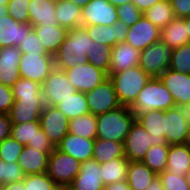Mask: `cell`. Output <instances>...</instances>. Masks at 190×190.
I'll return each mask as SVG.
<instances>
[{
	"mask_svg": "<svg viewBox=\"0 0 190 190\" xmlns=\"http://www.w3.org/2000/svg\"><path fill=\"white\" fill-rule=\"evenodd\" d=\"M21 52L17 46L0 48V83L12 87L21 77L19 62Z\"/></svg>",
	"mask_w": 190,
	"mask_h": 190,
	"instance_id": "ffe728a7",
	"label": "cell"
},
{
	"mask_svg": "<svg viewBox=\"0 0 190 190\" xmlns=\"http://www.w3.org/2000/svg\"><path fill=\"white\" fill-rule=\"evenodd\" d=\"M190 166V147L185 144L169 145L166 171L178 176H186Z\"/></svg>",
	"mask_w": 190,
	"mask_h": 190,
	"instance_id": "83f0119b",
	"label": "cell"
},
{
	"mask_svg": "<svg viewBox=\"0 0 190 190\" xmlns=\"http://www.w3.org/2000/svg\"><path fill=\"white\" fill-rule=\"evenodd\" d=\"M26 190H54L57 184L46 174L25 175Z\"/></svg>",
	"mask_w": 190,
	"mask_h": 190,
	"instance_id": "ee69618b",
	"label": "cell"
},
{
	"mask_svg": "<svg viewBox=\"0 0 190 190\" xmlns=\"http://www.w3.org/2000/svg\"><path fill=\"white\" fill-rule=\"evenodd\" d=\"M21 53L26 54H39L40 56H52L50 55L43 44L40 43V40L37 38L36 33L32 29L24 41L18 46Z\"/></svg>",
	"mask_w": 190,
	"mask_h": 190,
	"instance_id": "7dc6e473",
	"label": "cell"
},
{
	"mask_svg": "<svg viewBox=\"0 0 190 190\" xmlns=\"http://www.w3.org/2000/svg\"><path fill=\"white\" fill-rule=\"evenodd\" d=\"M152 142L153 136L135 120L124 141L125 157L129 161H142L146 152L152 146Z\"/></svg>",
	"mask_w": 190,
	"mask_h": 190,
	"instance_id": "5bb4252c",
	"label": "cell"
},
{
	"mask_svg": "<svg viewBox=\"0 0 190 190\" xmlns=\"http://www.w3.org/2000/svg\"><path fill=\"white\" fill-rule=\"evenodd\" d=\"M129 160L126 157H118L106 163L100 164L101 178L104 186L117 182H125Z\"/></svg>",
	"mask_w": 190,
	"mask_h": 190,
	"instance_id": "4dcf8cb0",
	"label": "cell"
},
{
	"mask_svg": "<svg viewBox=\"0 0 190 190\" xmlns=\"http://www.w3.org/2000/svg\"><path fill=\"white\" fill-rule=\"evenodd\" d=\"M53 2L57 3V2H61V1H64V0H52Z\"/></svg>",
	"mask_w": 190,
	"mask_h": 190,
	"instance_id": "a7ac6f4b",
	"label": "cell"
},
{
	"mask_svg": "<svg viewBox=\"0 0 190 190\" xmlns=\"http://www.w3.org/2000/svg\"><path fill=\"white\" fill-rule=\"evenodd\" d=\"M64 72L76 90L82 93L91 91L109 77L105 71L90 62L75 65Z\"/></svg>",
	"mask_w": 190,
	"mask_h": 190,
	"instance_id": "9c48e42d",
	"label": "cell"
},
{
	"mask_svg": "<svg viewBox=\"0 0 190 190\" xmlns=\"http://www.w3.org/2000/svg\"><path fill=\"white\" fill-rule=\"evenodd\" d=\"M23 148L24 145L20 144L11 136L5 138L0 143V159L3 160L4 162H11V163L17 162Z\"/></svg>",
	"mask_w": 190,
	"mask_h": 190,
	"instance_id": "7bdbcfd3",
	"label": "cell"
},
{
	"mask_svg": "<svg viewBox=\"0 0 190 190\" xmlns=\"http://www.w3.org/2000/svg\"><path fill=\"white\" fill-rule=\"evenodd\" d=\"M136 116L128 106L97 115L96 138L124 143Z\"/></svg>",
	"mask_w": 190,
	"mask_h": 190,
	"instance_id": "7a4b0ae2",
	"label": "cell"
},
{
	"mask_svg": "<svg viewBox=\"0 0 190 190\" xmlns=\"http://www.w3.org/2000/svg\"><path fill=\"white\" fill-rule=\"evenodd\" d=\"M176 18H186L190 15V0H169Z\"/></svg>",
	"mask_w": 190,
	"mask_h": 190,
	"instance_id": "816d5d0a",
	"label": "cell"
},
{
	"mask_svg": "<svg viewBox=\"0 0 190 190\" xmlns=\"http://www.w3.org/2000/svg\"><path fill=\"white\" fill-rule=\"evenodd\" d=\"M140 53V50L132 47L127 42L117 43L112 47L109 73H117L139 66Z\"/></svg>",
	"mask_w": 190,
	"mask_h": 190,
	"instance_id": "603a6c76",
	"label": "cell"
},
{
	"mask_svg": "<svg viewBox=\"0 0 190 190\" xmlns=\"http://www.w3.org/2000/svg\"><path fill=\"white\" fill-rule=\"evenodd\" d=\"M33 29L30 23H19L10 15L0 17V48L19 46Z\"/></svg>",
	"mask_w": 190,
	"mask_h": 190,
	"instance_id": "e0dca14e",
	"label": "cell"
},
{
	"mask_svg": "<svg viewBox=\"0 0 190 190\" xmlns=\"http://www.w3.org/2000/svg\"><path fill=\"white\" fill-rule=\"evenodd\" d=\"M44 107V99H14L10 120L12 124L38 121Z\"/></svg>",
	"mask_w": 190,
	"mask_h": 190,
	"instance_id": "7402d4cb",
	"label": "cell"
},
{
	"mask_svg": "<svg viewBox=\"0 0 190 190\" xmlns=\"http://www.w3.org/2000/svg\"><path fill=\"white\" fill-rule=\"evenodd\" d=\"M54 190H72L70 185H57Z\"/></svg>",
	"mask_w": 190,
	"mask_h": 190,
	"instance_id": "be15d7a7",
	"label": "cell"
},
{
	"mask_svg": "<svg viewBox=\"0 0 190 190\" xmlns=\"http://www.w3.org/2000/svg\"><path fill=\"white\" fill-rule=\"evenodd\" d=\"M117 13L118 20L127 26L134 25L143 16V13L132 2L118 6Z\"/></svg>",
	"mask_w": 190,
	"mask_h": 190,
	"instance_id": "c3c4849f",
	"label": "cell"
},
{
	"mask_svg": "<svg viewBox=\"0 0 190 190\" xmlns=\"http://www.w3.org/2000/svg\"><path fill=\"white\" fill-rule=\"evenodd\" d=\"M169 69L178 73H190V42L172 50Z\"/></svg>",
	"mask_w": 190,
	"mask_h": 190,
	"instance_id": "60d3db41",
	"label": "cell"
},
{
	"mask_svg": "<svg viewBox=\"0 0 190 190\" xmlns=\"http://www.w3.org/2000/svg\"><path fill=\"white\" fill-rule=\"evenodd\" d=\"M14 103L12 89L0 83V114H9Z\"/></svg>",
	"mask_w": 190,
	"mask_h": 190,
	"instance_id": "f907efd6",
	"label": "cell"
},
{
	"mask_svg": "<svg viewBox=\"0 0 190 190\" xmlns=\"http://www.w3.org/2000/svg\"><path fill=\"white\" fill-rule=\"evenodd\" d=\"M56 107L62 111L69 120L90 113L86 94L79 91L59 102Z\"/></svg>",
	"mask_w": 190,
	"mask_h": 190,
	"instance_id": "e575fe53",
	"label": "cell"
},
{
	"mask_svg": "<svg viewBox=\"0 0 190 190\" xmlns=\"http://www.w3.org/2000/svg\"><path fill=\"white\" fill-rule=\"evenodd\" d=\"M185 21V25H186V30H187V34L189 37V41H190V15L186 18H183Z\"/></svg>",
	"mask_w": 190,
	"mask_h": 190,
	"instance_id": "6125c7cd",
	"label": "cell"
},
{
	"mask_svg": "<svg viewBox=\"0 0 190 190\" xmlns=\"http://www.w3.org/2000/svg\"><path fill=\"white\" fill-rule=\"evenodd\" d=\"M186 178H187L188 183H189V185H190V166H189L188 171H187V173H186Z\"/></svg>",
	"mask_w": 190,
	"mask_h": 190,
	"instance_id": "03108f58",
	"label": "cell"
},
{
	"mask_svg": "<svg viewBox=\"0 0 190 190\" xmlns=\"http://www.w3.org/2000/svg\"><path fill=\"white\" fill-rule=\"evenodd\" d=\"M172 50L161 40L142 50L139 66L152 78H159L169 69Z\"/></svg>",
	"mask_w": 190,
	"mask_h": 190,
	"instance_id": "8992f818",
	"label": "cell"
},
{
	"mask_svg": "<svg viewBox=\"0 0 190 190\" xmlns=\"http://www.w3.org/2000/svg\"><path fill=\"white\" fill-rule=\"evenodd\" d=\"M161 30L142 16L134 25L129 26L125 42L142 51L160 41Z\"/></svg>",
	"mask_w": 190,
	"mask_h": 190,
	"instance_id": "9a60e30c",
	"label": "cell"
},
{
	"mask_svg": "<svg viewBox=\"0 0 190 190\" xmlns=\"http://www.w3.org/2000/svg\"><path fill=\"white\" fill-rule=\"evenodd\" d=\"M80 167V161L55 148L49 156L46 174L57 185H70L79 173Z\"/></svg>",
	"mask_w": 190,
	"mask_h": 190,
	"instance_id": "5b68a950",
	"label": "cell"
},
{
	"mask_svg": "<svg viewBox=\"0 0 190 190\" xmlns=\"http://www.w3.org/2000/svg\"><path fill=\"white\" fill-rule=\"evenodd\" d=\"M104 190H131L127 181L125 182H117L114 184H110L104 187Z\"/></svg>",
	"mask_w": 190,
	"mask_h": 190,
	"instance_id": "9f6ffc18",
	"label": "cell"
},
{
	"mask_svg": "<svg viewBox=\"0 0 190 190\" xmlns=\"http://www.w3.org/2000/svg\"><path fill=\"white\" fill-rule=\"evenodd\" d=\"M136 120L142 127L153 136L152 146L154 145H169L167 144L165 135V111L150 110L141 114H134Z\"/></svg>",
	"mask_w": 190,
	"mask_h": 190,
	"instance_id": "cb8c5ba5",
	"label": "cell"
},
{
	"mask_svg": "<svg viewBox=\"0 0 190 190\" xmlns=\"http://www.w3.org/2000/svg\"><path fill=\"white\" fill-rule=\"evenodd\" d=\"M169 145H154L149 148L142 162L157 175L167 168Z\"/></svg>",
	"mask_w": 190,
	"mask_h": 190,
	"instance_id": "8d00e7d4",
	"label": "cell"
},
{
	"mask_svg": "<svg viewBox=\"0 0 190 190\" xmlns=\"http://www.w3.org/2000/svg\"><path fill=\"white\" fill-rule=\"evenodd\" d=\"M117 21V7L108 0H91L82 8V26H111Z\"/></svg>",
	"mask_w": 190,
	"mask_h": 190,
	"instance_id": "4fadbf2b",
	"label": "cell"
},
{
	"mask_svg": "<svg viewBox=\"0 0 190 190\" xmlns=\"http://www.w3.org/2000/svg\"><path fill=\"white\" fill-rule=\"evenodd\" d=\"M186 144L190 147V127H189L188 140H187Z\"/></svg>",
	"mask_w": 190,
	"mask_h": 190,
	"instance_id": "003e7915",
	"label": "cell"
},
{
	"mask_svg": "<svg viewBox=\"0 0 190 190\" xmlns=\"http://www.w3.org/2000/svg\"><path fill=\"white\" fill-rule=\"evenodd\" d=\"M50 154L24 145L17 164L21 167L25 175L46 173Z\"/></svg>",
	"mask_w": 190,
	"mask_h": 190,
	"instance_id": "d4e9b609",
	"label": "cell"
},
{
	"mask_svg": "<svg viewBox=\"0 0 190 190\" xmlns=\"http://www.w3.org/2000/svg\"><path fill=\"white\" fill-rule=\"evenodd\" d=\"M94 142L95 139H87L67 133L57 145L56 149L62 153L71 155L80 162H84L93 158Z\"/></svg>",
	"mask_w": 190,
	"mask_h": 190,
	"instance_id": "44dd1931",
	"label": "cell"
},
{
	"mask_svg": "<svg viewBox=\"0 0 190 190\" xmlns=\"http://www.w3.org/2000/svg\"><path fill=\"white\" fill-rule=\"evenodd\" d=\"M158 175L142 161H129L127 183L131 190H146Z\"/></svg>",
	"mask_w": 190,
	"mask_h": 190,
	"instance_id": "f1b7e54d",
	"label": "cell"
},
{
	"mask_svg": "<svg viewBox=\"0 0 190 190\" xmlns=\"http://www.w3.org/2000/svg\"><path fill=\"white\" fill-rule=\"evenodd\" d=\"M113 6L118 7L125 3H130L132 0H108Z\"/></svg>",
	"mask_w": 190,
	"mask_h": 190,
	"instance_id": "91938a15",
	"label": "cell"
},
{
	"mask_svg": "<svg viewBox=\"0 0 190 190\" xmlns=\"http://www.w3.org/2000/svg\"><path fill=\"white\" fill-rule=\"evenodd\" d=\"M161 0H132V3L144 13L147 9L154 6L157 2Z\"/></svg>",
	"mask_w": 190,
	"mask_h": 190,
	"instance_id": "db71d44e",
	"label": "cell"
},
{
	"mask_svg": "<svg viewBox=\"0 0 190 190\" xmlns=\"http://www.w3.org/2000/svg\"><path fill=\"white\" fill-rule=\"evenodd\" d=\"M11 89L14 99H44L42 85L36 81L20 78Z\"/></svg>",
	"mask_w": 190,
	"mask_h": 190,
	"instance_id": "74e56055",
	"label": "cell"
},
{
	"mask_svg": "<svg viewBox=\"0 0 190 190\" xmlns=\"http://www.w3.org/2000/svg\"><path fill=\"white\" fill-rule=\"evenodd\" d=\"M40 121L24 122L11 125V137L20 144L27 145L35 138L40 129Z\"/></svg>",
	"mask_w": 190,
	"mask_h": 190,
	"instance_id": "ab89813d",
	"label": "cell"
},
{
	"mask_svg": "<svg viewBox=\"0 0 190 190\" xmlns=\"http://www.w3.org/2000/svg\"><path fill=\"white\" fill-rule=\"evenodd\" d=\"M175 107V101L161 79L152 77L129 108L134 114H141L150 110L166 111Z\"/></svg>",
	"mask_w": 190,
	"mask_h": 190,
	"instance_id": "3957f363",
	"label": "cell"
},
{
	"mask_svg": "<svg viewBox=\"0 0 190 190\" xmlns=\"http://www.w3.org/2000/svg\"><path fill=\"white\" fill-rule=\"evenodd\" d=\"M100 163L95 159L81 162L80 171L70 184L72 190H104Z\"/></svg>",
	"mask_w": 190,
	"mask_h": 190,
	"instance_id": "ac0fdd59",
	"label": "cell"
},
{
	"mask_svg": "<svg viewBox=\"0 0 190 190\" xmlns=\"http://www.w3.org/2000/svg\"><path fill=\"white\" fill-rule=\"evenodd\" d=\"M0 190H26L23 180L4 184Z\"/></svg>",
	"mask_w": 190,
	"mask_h": 190,
	"instance_id": "11a10c76",
	"label": "cell"
},
{
	"mask_svg": "<svg viewBox=\"0 0 190 190\" xmlns=\"http://www.w3.org/2000/svg\"><path fill=\"white\" fill-rule=\"evenodd\" d=\"M29 6L30 0H10L8 13L19 23H29Z\"/></svg>",
	"mask_w": 190,
	"mask_h": 190,
	"instance_id": "bcb514c9",
	"label": "cell"
},
{
	"mask_svg": "<svg viewBox=\"0 0 190 190\" xmlns=\"http://www.w3.org/2000/svg\"><path fill=\"white\" fill-rule=\"evenodd\" d=\"M32 27L40 43L43 44L45 50L52 56L56 54L68 33V29L59 25Z\"/></svg>",
	"mask_w": 190,
	"mask_h": 190,
	"instance_id": "4316f807",
	"label": "cell"
},
{
	"mask_svg": "<svg viewBox=\"0 0 190 190\" xmlns=\"http://www.w3.org/2000/svg\"><path fill=\"white\" fill-rule=\"evenodd\" d=\"M27 145L44 153H51L55 149L41 128L37 131V134L33 141L29 142Z\"/></svg>",
	"mask_w": 190,
	"mask_h": 190,
	"instance_id": "681fc988",
	"label": "cell"
},
{
	"mask_svg": "<svg viewBox=\"0 0 190 190\" xmlns=\"http://www.w3.org/2000/svg\"><path fill=\"white\" fill-rule=\"evenodd\" d=\"M77 92L63 70L54 69L42 84L45 105L56 106L59 102Z\"/></svg>",
	"mask_w": 190,
	"mask_h": 190,
	"instance_id": "52a82bcc",
	"label": "cell"
},
{
	"mask_svg": "<svg viewBox=\"0 0 190 190\" xmlns=\"http://www.w3.org/2000/svg\"><path fill=\"white\" fill-rule=\"evenodd\" d=\"M10 2V0H0V17L9 15L8 13V7L7 4Z\"/></svg>",
	"mask_w": 190,
	"mask_h": 190,
	"instance_id": "680465c9",
	"label": "cell"
},
{
	"mask_svg": "<svg viewBox=\"0 0 190 190\" xmlns=\"http://www.w3.org/2000/svg\"><path fill=\"white\" fill-rule=\"evenodd\" d=\"M118 157H125L124 143L95 139L93 159L103 164Z\"/></svg>",
	"mask_w": 190,
	"mask_h": 190,
	"instance_id": "d6a6232c",
	"label": "cell"
},
{
	"mask_svg": "<svg viewBox=\"0 0 190 190\" xmlns=\"http://www.w3.org/2000/svg\"><path fill=\"white\" fill-rule=\"evenodd\" d=\"M159 78L171 93L176 107H185L190 104V76L188 73H178L168 69Z\"/></svg>",
	"mask_w": 190,
	"mask_h": 190,
	"instance_id": "2e32d148",
	"label": "cell"
},
{
	"mask_svg": "<svg viewBox=\"0 0 190 190\" xmlns=\"http://www.w3.org/2000/svg\"><path fill=\"white\" fill-rule=\"evenodd\" d=\"M56 3L52 0H30L29 23L32 26H56Z\"/></svg>",
	"mask_w": 190,
	"mask_h": 190,
	"instance_id": "484cf974",
	"label": "cell"
},
{
	"mask_svg": "<svg viewBox=\"0 0 190 190\" xmlns=\"http://www.w3.org/2000/svg\"><path fill=\"white\" fill-rule=\"evenodd\" d=\"M70 1H72L74 4H76L82 9L91 0H70Z\"/></svg>",
	"mask_w": 190,
	"mask_h": 190,
	"instance_id": "94428289",
	"label": "cell"
},
{
	"mask_svg": "<svg viewBox=\"0 0 190 190\" xmlns=\"http://www.w3.org/2000/svg\"><path fill=\"white\" fill-rule=\"evenodd\" d=\"M96 132L97 116L92 113L71 118L69 121L68 133L87 139H96Z\"/></svg>",
	"mask_w": 190,
	"mask_h": 190,
	"instance_id": "836d02e7",
	"label": "cell"
},
{
	"mask_svg": "<svg viewBox=\"0 0 190 190\" xmlns=\"http://www.w3.org/2000/svg\"><path fill=\"white\" fill-rule=\"evenodd\" d=\"M111 53L112 47L92 41L90 53L87 55V59L88 62L93 64L96 68H99L109 74Z\"/></svg>",
	"mask_w": 190,
	"mask_h": 190,
	"instance_id": "f35d334b",
	"label": "cell"
},
{
	"mask_svg": "<svg viewBox=\"0 0 190 190\" xmlns=\"http://www.w3.org/2000/svg\"><path fill=\"white\" fill-rule=\"evenodd\" d=\"M164 190H190L186 176H178L170 171H163L158 174Z\"/></svg>",
	"mask_w": 190,
	"mask_h": 190,
	"instance_id": "f6af8a7d",
	"label": "cell"
},
{
	"mask_svg": "<svg viewBox=\"0 0 190 190\" xmlns=\"http://www.w3.org/2000/svg\"><path fill=\"white\" fill-rule=\"evenodd\" d=\"M85 94L89 111L96 116L122 106L118 101L114 85L109 77Z\"/></svg>",
	"mask_w": 190,
	"mask_h": 190,
	"instance_id": "ba28073f",
	"label": "cell"
},
{
	"mask_svg": "<svg viewBox=\"0 0 190 190\" xmlns=\"http://www.w3.org/2000/svg\"><path fill=\"white\" fill-rule=\"evenodd\" d=\"M92 39L84 26L68 29L67 36L54 55V66L67 70L88 62Z\"/></svg>",
	"mask_w": 190,
	"mask_h": 190,
	"instance_id": "6da1fadb",
	"label": "cell"
},
{
	"mask_svg": "<svg viewBox=\"0 0 190 190\" xmlns=\"http://www.w3.org/2000/svg\"><path fill=\"white\" fill-rule=\"evenodd\" d=\"M39 121L41 129L56 148L68 133L70 120L56 106L45 105Z\"/></svg>",
	"mask_w": 190,
	"mask_h": 190,
	"instance_id": "8fae6325",
	"label": "cell"
},
{
	"mask_svg": "<svg viewBox=\"0 0 190 190\" xmlns=\"http://www.w3.org/2000/svg\"><path fill=\"white\" fill-rule=\"evenodd\" d=\"M20 77L36 81L41 85L54 69V56L22 53L19 62Z\"/></svg>",
	"mask_w": 190,
	"mask_h": 190,
	"instance_id": "30bf717a",
	"label": "cell"
},
{
	"mask_svg": "<svg viewBox=\"0 0 190 190\" xmlns=\"http://www.w3.org/2000/svg\"><path fill=\"white\" fill-rule=\"evenodd\" d=\"M24 172L17 162H4L0 159V187L4 184L23 180Z\"/></svg>",
	"mask_w": 190,
	"mask_h": 190,
	"instance_id": "b9f144b4",
	"label": "cell"
},
{
	"mask_svg": "<svg viewBox=\"0 0 190 190\" xmlns=\"http://www.w3.org/2000/svg\"><path fill=\"white\" fill-rule=\"evenodd\" d=\"M89 37L98 44L114 47L117 43L125 42L129 26L118 20L111 26H84Z\"/></svg>",
	"mask_w": 190,
	"mask_h": 190,
	"instance_id": "d6986e66",
	"label": "cell"
},
{
	"mask_svg": "<svg viewBox=\"0 0 190 190\" xmlns=\"http://www.w3.org/2000/svg\"><path fill=\"white\" fill-rule=\"evenodd\" d=\"M146 190H164V187L162 186V182L159 176H157L152 180V182L148 186V189Z\"/></svg>",
	"mask_w": 190,
	"mask_h": 190,
	"instance_id": "6f0895ef",
	"label": "cell"
},
{
	"mask_svg": "<svg viewBox=\"0 0 190 190\" xmlns=\"http://www.w3.org/2000/svg\"><path fill=\"white\" fill-rule=\"evenodd\" d=\"M185 111H186V115L188 117V119L190 120V104H187L185 107H184Z\"/></svg>",
	"mask_w": 190,
	"mask_h": 190,
	"instance_id": "e7e4bbea",
	"label": "cell"
},
{
	"mask_svg": "<svg viewBox=\"0 0 190 190\" xmlns=\"http://www.w3.org/2000/svg\"><path fill=\"white\" fill-rule=\"evenodd\" d=\"M190 120L184 107L165 111V135L167 144H185L188 140Z\"/></svg>",
	"mask_w": 190,
	"mask_h": 190,
	"instance_id": "7c38bea8",
	"label": "cell"
},
{
	"mask_svg": "<svg viewBox=\"0 0 190 190\" xmlns=\"http://www.w3.org/2000/svg\"><path fill=\"white\" fill-rule=\"evenodd\" d=\"M143 16L160 30L166 27L174 18V11L169 0H161L147 9Z\"/></svg>",
	"mask_w": 190,
	"mask_h": 190,
	"instance_id": "d590c367",
	"label": "cell"
},
{
	"mask_svg": "<svg viewBox=\"0 0 190 190\" xmlns=\"http://www.w3.org/2000/svg\"><path fill=\"white\" fill-rule=\"evenodd\" d=\"M57 23L66 29L82 26V9L70 0L56 3Z\"/></svg>",
	"mask_w": 190,
	"mask_h": 190,
	"instance_id": "1f68e13d",
	"label": "cell"
},
{
	"mask_svg": "<svg viewBox=\"0 0 190 190\" xmlns=\"http://www.w3.org/2000/svg\"><path fill=\"white\" fill-rule=\"evenodd\" d=\"M119 103L130 107L136 100L139 92L151 77L140 67H131L125 71L109 73Z\"/></svg>",
	"mask_w": 190,
	"mask_h": 190,
	"instance_id": "277c9868",
	"label": "cell"
},
{
	"mask_svg": "<svg viewBox=\"0 0 190 190\" xmlns=\"http://www.w3.org/2000/svg\"><path fill=\"white\" fill-rule=\"evenodd\" d=\"M11 125L9 114H0V143L11 136Z\"/></svg>",
	"mask_w": 190,
	"mask_h": 190,
	"instance_id": "f5cc1de1",
	"label": "cell"
},
{
	"mask_svg": "<svg viewBox=\"0 0 190 190\" xmlns=\"http://www.w3.org/2000/svg\"><path fill=\"white\" fill-rule=\"evenodd\" d=\"M160 40L171 50L189 43L184 19L175 17L166 27L162 28Z\"/></svg>",
	"mask_w": 190,
	"mask_h": 190,
	"instance_id": "f546056e",
	"label": "cell"
}]
</instances>
